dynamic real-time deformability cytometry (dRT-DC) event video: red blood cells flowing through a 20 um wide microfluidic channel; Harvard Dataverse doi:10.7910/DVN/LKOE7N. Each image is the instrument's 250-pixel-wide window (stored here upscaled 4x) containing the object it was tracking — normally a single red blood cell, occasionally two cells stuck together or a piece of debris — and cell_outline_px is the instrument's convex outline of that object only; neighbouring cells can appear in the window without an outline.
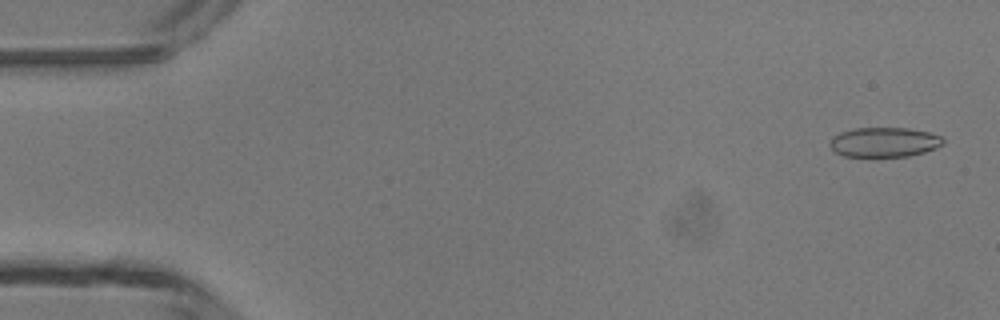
{"species": "common noctule bat (a hibernating species)", "species_latin": "Nyctalus noctula", "temperature_condition": "room temperature", "stored_images_in_passage": 5, "camera_frame_rate_fps": 3000, "um_per_image_px": 0.085, "animal": {"sex": "male", "body_mass_g": 13.3}, "frame": {"image": 1, "passage_image": 1, "time_ms": 0.0, "image_size_px": [1000, 320], "cell_outline_px": [[944, 144], [936, 148], [924, 152], [908, 156], [844, 156], [836, 152], [828, 144], [832, 136], [840, 132], [856, 128], [908, 128], [928, 132], [940, 136], [944, 140]], "centroid_in_image_um": [75.15, 12.08], "position_along_channel_um": 9.8, "area_um2": 19.54}}
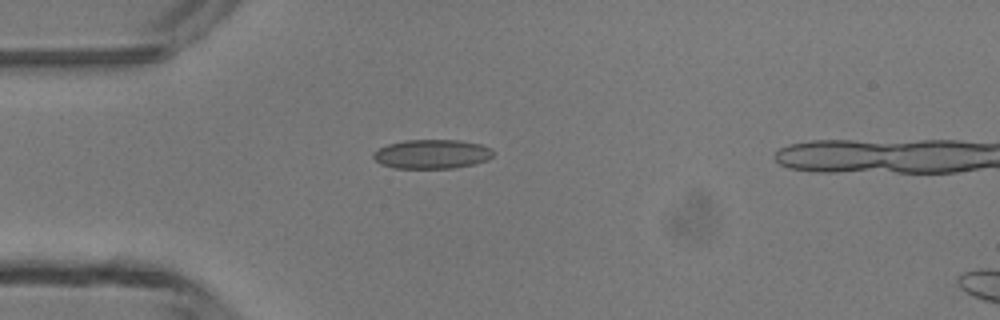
{"frame": {"image": 2, "passage_image": 4, "time_ms": 3.667, "image_size_px": [1000, 320], "cell_outline_px": [[496, 152], [488, 160], [472, 164], [452, 168], [396, 168], [380, 164], [372, 156], [372, 152], [388, 144], [404, 140], [460, 140], [480, 144], [492, 148]], "centroid_in_image_um": [36.73, 13.09], "position_along_channel_um": 48.3, "area_um2": 20.46}}